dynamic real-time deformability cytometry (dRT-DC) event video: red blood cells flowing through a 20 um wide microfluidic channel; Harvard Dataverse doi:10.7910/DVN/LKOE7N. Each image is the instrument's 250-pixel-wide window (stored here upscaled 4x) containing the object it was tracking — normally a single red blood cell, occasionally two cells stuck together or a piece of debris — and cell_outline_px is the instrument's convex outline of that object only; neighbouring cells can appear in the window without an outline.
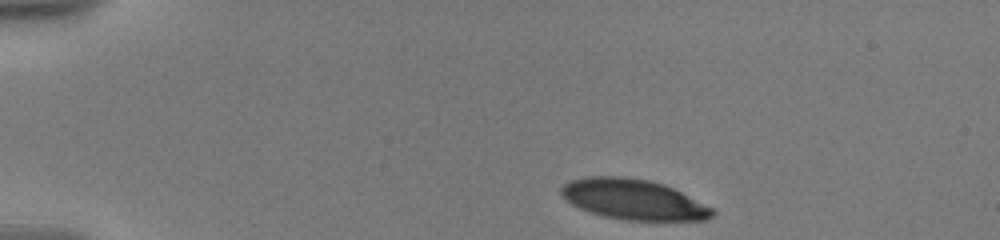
{"species": "human", "species_latin": "Homo sapiens", "temperature_condition": "warm", "stored_images_in_passage": 11, "camera_frame_rate_fps": 3000, "um_per_image_px": 0.085, "donor": {"sex": "male"}, "frame": {"image": 1, "passage_image": 1, "time_ms": 0.0, "image_size_px": [1000, 240], "cell_outline_px": [[716, 212], [712, 216], [704, 220], [628, 220], [604, 216], [580, 208], [572, 204], [560, 192], [560, 188], [568, 180], [584, 176], [624, 176], [648, 180], [664, 184], [712, 208]], "centroid_in_image_um": [53.8, 16.93], "position_along_channel_um": 31.2, "area_um2": 35.2}}
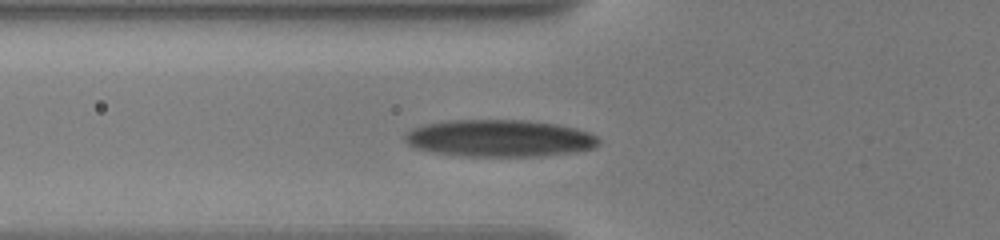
{"frame": {"image": 2, "passage_image": 7, "time_ms": 3.667, "image_size_px": [1000, 240], "cell_outline_px": [[600, 144], [596, 148], [572, 152], [536, 156], [464, 156], [436, 152], [416, 148], [408, 144], [404, 140], [404, 136], [412, 128], [424, 124], [448, 120], [528, 120], [556, 124], [576, 128], [588, 132], [596, 136], [600, 140]], "centroid_in_image_um": [42.47, 11.74], "position_along_channel_um": 83.3, "area_um2": 41.85}}
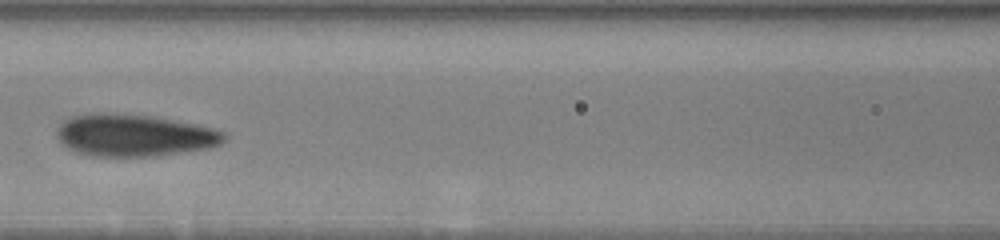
{"frame": {"image": 3, "passage_image": 10, "time_ms": 5.667, "image_size_px": [1000, 240], "cell_outline_px": [[224, 140], [220, 144], [208, 148], [152, 156], [92, 156], [76, 152], [68, 148], [56, 136], [56, 128], [64, 120], [72, 116], [92, 112], [100, 112], [152, 116], [196, 124], [212, 128], [224, 132]], "centroid_in_image_um": [11.35, 11.49], "position_along_channel_um": 155.2, "area_um2": 40.92}}